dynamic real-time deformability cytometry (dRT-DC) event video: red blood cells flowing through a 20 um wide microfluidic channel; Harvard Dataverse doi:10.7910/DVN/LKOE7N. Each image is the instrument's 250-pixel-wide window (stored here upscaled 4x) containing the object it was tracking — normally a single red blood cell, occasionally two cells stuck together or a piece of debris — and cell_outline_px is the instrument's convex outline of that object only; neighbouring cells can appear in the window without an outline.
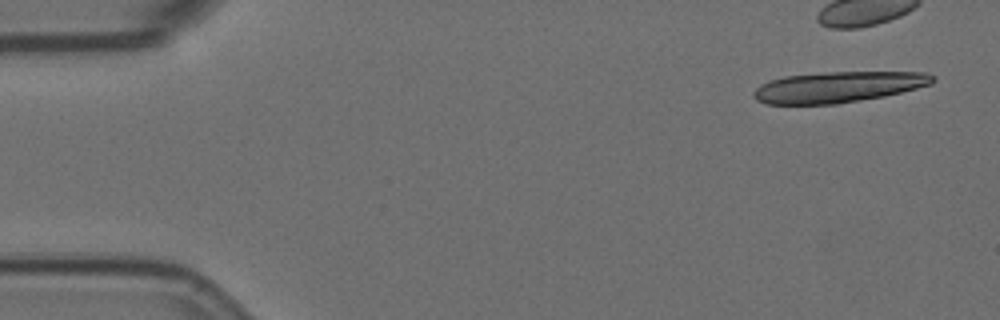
{"species": "Egyptian fruit bat (a non-hibernating species)", "species_latin": "Rousettus aegyptiacus", "temperature_condition": "room temperature", "stored_images_in_passage": 6, "camera_frame_rate_fps": 3000, "um_per_image_px": 0.085, "animal": {"sex": "female"}, "frame": {"image": 1, "passage_image": 1, "time_ms": 0.0, "image_size_px": [1000, 320], "cell_outline_px": [[936, 80], [932, 84], [884, 96], [836, 104], [768, 104], [756, 100], [752, 96], [752, 92], [760, 84], [784, 76], [828, 72], [924, 72], [936, 76]], "centroid_in_image_um": [71.24, 7.39], "position_along_channel_um": 13.8, "area_um2": 32.19}}